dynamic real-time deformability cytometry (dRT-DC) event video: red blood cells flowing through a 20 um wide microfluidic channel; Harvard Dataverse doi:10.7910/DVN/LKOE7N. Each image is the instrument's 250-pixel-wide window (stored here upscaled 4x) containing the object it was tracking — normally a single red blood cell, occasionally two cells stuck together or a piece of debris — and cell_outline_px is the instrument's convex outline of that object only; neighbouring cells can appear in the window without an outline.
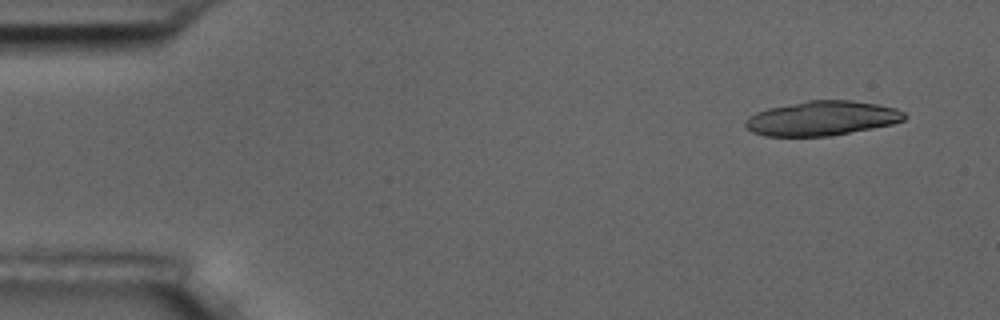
{"species": "common noctule bat (a hibernating species)", "species_latin": "Nyctalus noctula", "temperature_condition": "room temperature", "stored_images_in_passage": 10, "camera_frame_rate_fps": 3000, "um_per_image_px": 0.085, "animal": {"sex": "male", "body_mass_g": 17.5, "forearm_length_mm": 52.3}, "frame": {"image": 1, "passage_image": 1, "time_ms": 0.0, "image_size_px": [1000, 320], "cell_outline_px": [[908, 116], [904, 120], [892, 124], [872, 128], [828, 136], [764, 136], [752, 132], [744, 124], [744, 120], [748, 116], [756, 112], [768, 108], [808, 100], [852, 100], [876, 104], [896, 108], [904, 112]], "centroid_in_image_um": [69.85, 10.05], "position_along_channel_um": 15.2, "area_um2": 32.02}}
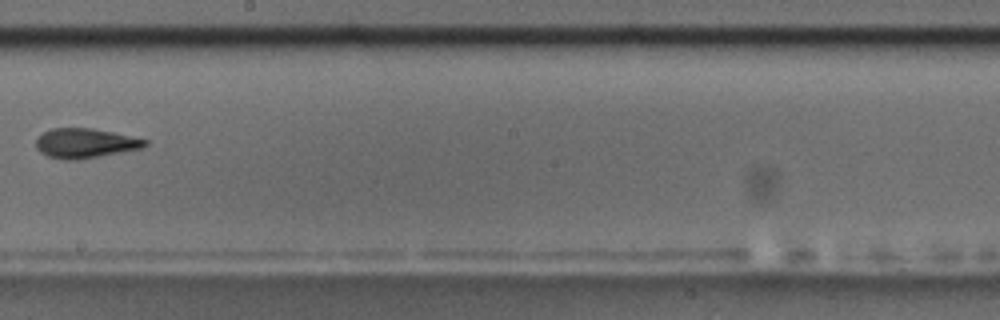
{"frame": {"image": 2, "passage_image": 9, "time_ms": 9.333, "image_size_px": [1000, 320], "cell_outline_px": [[148, 144], [144, 148], [100, 156], [76, 160], [64, 160], [48, 156], [40, 152], [36, 148], [36, 140], [44, 132], [52, 128], [92, 128], [112, 132], [148, 140]], "centroid_in_image_um": [7.25, 12.18], "position_along_channel_um": 240.9, "area_um2": 18.79}}
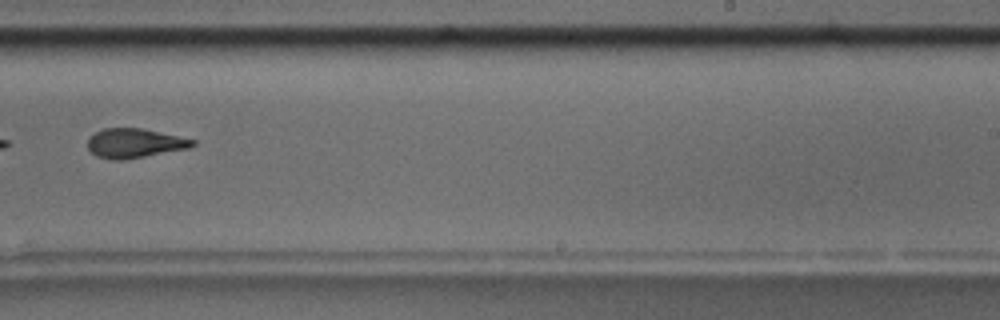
{"frame": {"image": 3, "passage_image": 10, "time_ms": 10.333, "image_size_px": [1000, 320], "cell_outline_px": [[196, 144], [188, 148], [124, 160], [112, 160], [96, 156], [88, 148], [88, 136], [104, 128], [140, 128], [196, 140]], "centroid_in_image_um": [11.4, 12.17], "position_along_channel_um": 277.6, "area_um2": 17.8}}